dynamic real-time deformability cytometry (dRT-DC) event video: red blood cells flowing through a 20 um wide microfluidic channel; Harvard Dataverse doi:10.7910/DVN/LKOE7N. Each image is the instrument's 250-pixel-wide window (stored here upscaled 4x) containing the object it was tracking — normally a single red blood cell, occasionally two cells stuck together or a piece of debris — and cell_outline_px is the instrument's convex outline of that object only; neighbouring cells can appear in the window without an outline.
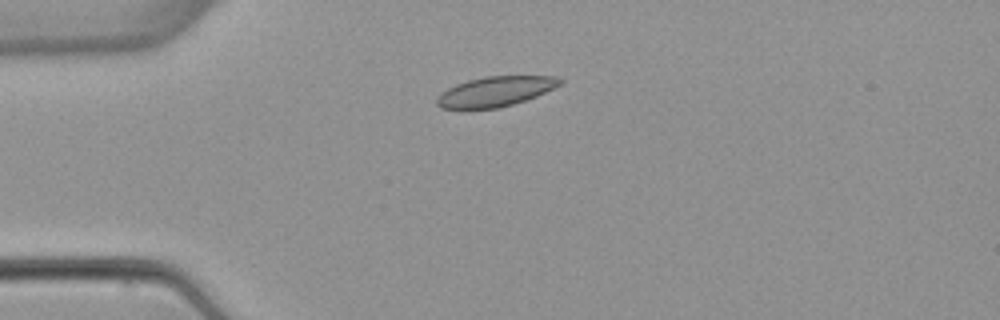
{"species": "common noctule bat (a hibernating species)", "species_latin": "Nyctalus noctula", "temperature_condition": "warm", "stored_images_in_passage": 5, "camera_frame_rate_fps": 3000, "um_per_image_px": 0.085, "animal": {"sex": "female", "body_mass_g": 22.7, "forearm_length_mm": 54.2}, "frame": {"image": 1, "passage_image": 3, "time_ms": 2.333, "image_size_px": [1000, 320], "cell_outline_px": [[564, 80], [560, 84], [536, 96], [500, 108], [440, 108], [436, 104], [436, 96], [440, 92], [456, 84], [468, 80], [484, 76], [556, 76]], "centroid_in_image_um": [42.06, 7.77], "position_along_channel_um": 42.9, "area_um2": 21.33}}
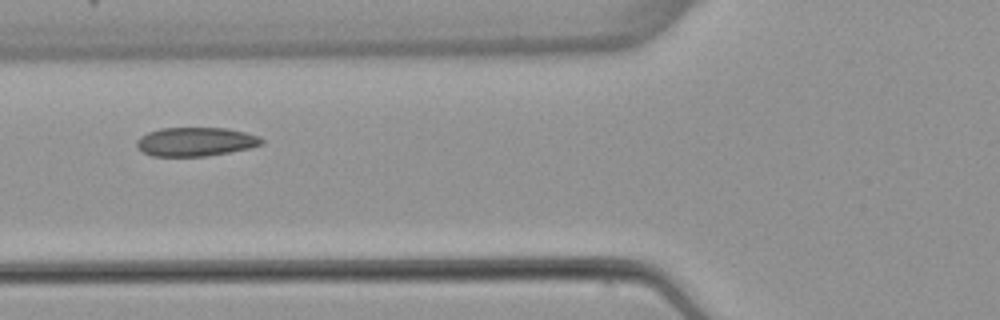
{"frame": {"image": 2, "passage_image": 5, "time_ms": 4.667, "image_size_px": [1000, 320], "cell_outline_px": [[264, 144], [248, 148], [228, 152], [204, 156], [152, 156], [136, 148], [136, 140], [140, 136], [148, 132], [160, 128], [228, 128], [260, 136], [264, 140]], "centroid_in_image_um": [16.61, 12.04], "position_along_channel_um": 109.2, "area_um2": 21.04}}